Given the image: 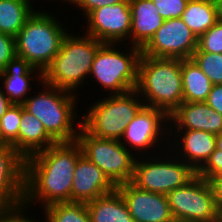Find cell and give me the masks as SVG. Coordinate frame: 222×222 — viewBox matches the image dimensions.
I'll return each instance as SVG.
<instances>
[{"label":"cell","mask_w":222,"mask_h":222,"mask_svg":"<svg viewBox=\"0 0 222 222\" xmlns=\"http://www.w3.org/2000/svg\"><path fill=\"white\" fill-rule=\"evenodd\" d=\"M145 106L136 90L95 101L81 118V126L95 137L119 140L127 125Z\"/></svg>","instance_id":"6"},{"label":"cell","mask_w":222,"mask_h":222,"mask_svg":"<svg viewBox=\"0 0 222 222\" xmlns=\"http://www.w3.org/2000/svg\"><path fill=\"white\" fill-rule=\"evenodd\" d=\"M41 86L43 91L27 97L23 103L24 109L43 123L47 133L57 143L76 141L81 127V119L77 125L74 124L78 118L75 110L78 109L75 105L78 96L71 91L51 86L44 81L41 82ZM75 126L77 127L75 128Z\"/></svg>","instance_id":"4"},{"label":"cell","mask_w":222,"mask_h":222,"mask_svg":"<svg viewBox=\"0 0 222 222\" xmlns=\"http://www.w3.org/2000/svg\"><path fill=\"white\" fill-rule=\"evenodd\" d=\"M81 155L77 141L58 142L25 159L23 205L37 202L44 208L71 202L74 170Z\"/></svg>","instance_id":"1"},{"label":"cell","mask_w":222,"mask_h":222,"mask_svg":"<svg viewBox=\"0 0 222 222\" xmlns=\"http://www.w3.org/2000/svg\"><path fill=\"white\" fill-rule=\"evenodd\" d=\"M76 141L82 155L98 166L115 186L131 182L137 157L119 140L95 137L81 126Z\"/></svg>","instance_id":"9"},{"label":"cell","mask_w":222,"mask_h":222,"mask_svg":"<svg viewBox=\"0 0 222 222\" xmlns=\"http://www.w3.org/2000/svg\"><path fill=\"white\" fill-rule=\"evenodd\" d=\"M197 175L208 181L213 177L222 176V150L215 149L206 163L197 171Z\"/></svg>","instance_id":"31"},{"label":"cell","mask_w":222,"mask_h":222,"mask_svg":"<svg viewBox=\"0 0 222 222\" xmlns=\"http://www.w3.org/2000/svg\"><path fill=\"white\" fill-rule=\"evenodd\" d=\"M67 30L52 13L35 10L15 37L16 55L44 72L60 51Z\"/></svg>","instance_id":"5"},{"label":"cell","mask_w":222,"mask_h":222,"mask_svg":"<svg viewBox=\"0 0 222 222\" xmlns=\"http://www.w3.org/2000/svg\"><path fill=\"white\" fill-rule=\"evenodd\" d=\"M216 149L222 150V133L216 135Z\"/></svg>","instance_id":"39"},{"label":"cell","mask_w":222,"mask_h":222,"mask_svg":"<svg viewBox=\"0 0 222 222\" xmlns=\"http://www.w3.org/2000/svg\"><path fill=\"white\" fill-rule=\"evenodd\" d=\"M173 138H178L172 143L170 138L166 141L174 150V155L183 160L186 164L191 165L198 171L209 159L211 153L216 149V135L202 130L175 129L169 130ZM174 135H173V134ZM180 142V143H179ZM171 144V145H170ZM174 144V146H173ZM172 146V147H171ZM174 147L177 149H174ZM179 151V153H178ZM181 156V158H180Z\"/></svg>","instance_id":"16"},{"label":"cell","mask_w":222,"mask_h":222,"mask_svg":"<svg viewBox=\"0 0 222 222\" xmlns=\"http://www.w3.org/2000/svg\"><path fill=\"white\" fill-rule=\"evenodd\" d=\"M69 4H74L75 8H80V11H83L87 15L89 12L107 5H114L121 2H129V0H66ZM83 9V10H81Z\"/></svg>","instance_id":"34"},{"label":"cell","mask_w":222,"mask_h":222,"mask_svg":"<svg viewBox=\"0 0 222 222\" xmlns=\"http://www.w3.org/2000/svg\"><path fill=\"white\" fill-rule=\"evenodd\" d=\"M183 102H206L213 83L192 59H181Z\"/></svg>","instance_id":"23"},{"label":"cell","mask_w":222,"mask_h":222,"mask_svg":"<svg viewBox=\"0 0 222 222\" xmlns=\"http://www.w3.org/2000/svg\"><path fill=\"white\" fill-rule=\"evenodd\" d=\"M215 222H222V214L219 215L218 219Z\"/></svg>","instance_id":"40"},{"label":"cell","mask_w":222,"mask_h":222,"mask_svg":"<svg viewBox=\"0 0 222 222\" xmlns=\"http://www.w3.org/2000/svg\"><path fill=\"white\" fill-rule=\"evenodd\" d=\"M206 103L222 115V84H213Z\"/></svg>","instance_id":"35"},{"label":"cell","mask_w":222,"mask_h":222,"mask_svg":"<svg viewBox=\"0 0 222 222\" xmlns=\"http://www.w3.org/2000/svg\"><path fill=\"white\" fill-rule=\"evenodd\" d=\"M135 90L145 106L170 116L183 102L181 59L141 55Z\"/></svg>","instance_id":"2"},{"label":"cell","mask_w":222,"mask_h":222,"mask_svg":"<svg viewBox=\"0 0 222 222\" xmlns=\"http://www.w3.org/2000/svg\"><path fill=\"white\" fill-rule=\"evenodd\" d=\"M83 35L68 32L64 37L60 51L43 72L45 83L78 95L77 89L85 84L96 52L103 44L92 36Z\"/></svg>","instance_id":"3"},{"label":"cell","mask_w":222,"mask_h":222,"mask_svg":"<svg viewBox=\"0 0 222 222\" xmlns=\"http://www.w3.org/2000/svg\"><path fill=\"white\" fill-rule=\"evenodd\" d=\"M181 19L198 38L219 20L213 0H188Z\"/></svg>","instance_id":"25"},{"label":"cell","mask_w":222,"mask_h":222,"mask_svg":"<svg viewBox=\"0 0 222 222\" xmlns=\"http://www.w3.org/2000/svg\"><path fill=\"white\" fill-rule=\"evenodd\" d=\"M130 53L120 51L115 43H103L91 66L89 78L95 81L111 95L132 91L137 85L138 63L141 48L130 46ZM93 76V77H92Z\"/></svg>","instance_id":"8"},{"label":"cell","mask_w":222,"mask_h":222,"mask_svg":"<svg viewBox=\"0 0 222 222\" xmlns=\"http://www.w3.org/2000/svg\"><path fill=\"white\" fill-rule=\"evenodd\" d=\"M21 104H11L0 119V144L11 145L18 152Z\"/></svg>","instance_id":"27"},{"label":"cell","mask_w":222,"mask_h":222,"mask_svg":"<svg viewBox=\"0 0 222 222\" xmlns=\"http://www.w3.org/2000/svg\"><path fill=\"white\" fill-rule=\"evenodd\" d=\"M43 209L45 222H91L84 202H58Z\"/></svg>","instance_id":"26"},{"label":"cell","mask_w":222,"mask_h":222,"mask_svg":"<svg viewBox=\"0 0 222 222\" xmlns=\"http://www.w3.org/2000/svg\"><path fill=\"white\" fill-rule=\"evenodd\" d=\"M192 59L213 84H222V53H208L197 48Z\"/></svg>","instance_id":"28"},{"label":"cell","mask_w":222,"mask_h":222,"mask_svg":"<svg viewBox=\"0 0 222 222\" xmlns=\"http://www.w3.org/2000/svg\"><path fill=\"white\" fill-rule=\"evenodd\" d=\"M31 1L0 0V33L13 37L17 36L18 32L25 25L26 20L35 11Z\"/></svg>","instance_id":"24"},{"label":"cell","mask_w":222,"mask_h":222,"mask_svg":"<svg viewBox=\"0 0 222 222\" xmlns=\"http://www.w3.org/2000/svg\"><path fill=\"white\" fill-rule=\"evenodd\" d=\"M135 222H175L167 195L137 188L131 182L116 186Z\"/></svg>","instance_id":"14"},{"label":"cell","mask_w":222,"mask_h":222,"mask_svg":"<svg viewBox=\"0 0 222 222\" xmlns=\"http://www.w3.org/2000/svg\"><path fill=\"white\" fill-rule=\"evenodd\" d=\"M85 34L103 43L125 42L130 39L131 9L129 2L107 5L89 12Z\"/></svg>","instance_id":"13"},{"label":"cell","mask_w":222,"mask_h":222,"mask_svg":"<svg viewBox=\"0 0 222 222\" xmlns=\"http://www.w3.org/2000/svg\"><path fill=\"white\" fill-rule=\"evenodd\" d=\"M26 208L28 207L22 204L14 208L0 209V222H38L39 220L30 219L26 217V214H23L25 211L29 213Z\"/></svg>","instance_id":"33"},{"label":"cell","mask_w":222,"mask_h":222,"mask_svg":"<svg viewBox=\"0 0 222 222\" xmlns=\"http://www.w3.org/2000/svg\"><path fill=\"white\" fill-rule=\"evenodd\" d=\"M11 104L12 103L9 101V98L3 93V90L0 86V119L5 114Z\"/></svg>","instance_id":"37"},{"label":"cell","mask_w":222,"mask_h":222,"mask_svg":"<svg viewBox=\"0 0 222 222\" xmlns=\"http://www.w3.org/2000/svg\"><path fill=\"white\" fill-rule=\"evenodd\" d=\"M161 151L162 157L153 154L155 158L150 155L136 158L131 183L139 189L167 195L172 190L187 185L197 176V171L183 160H178L176 155L174 157L170 149L164 150L166 153L162 149Z\"/></svg>","instance_id":"7"},{"label":"cell","mask_w":222,"mask_h":222,"mask_svg":"<svg viewBox=\"0 0 222 222\" xmlns=\"http://www.w3.org/2000/svg\"><path fill=\"white\" fill-rule=\"evenodd\" d=\"M159 15L166 19L181 18L188 0H152Z\"/></svg>","instance_id":"30"},{"label":"cell","mask_w":222,"mask_h":222,"mask_svg":"<svg viewBox=\"0 0 222 222\" xmlns=\"http://www.w3.org/2000/svg\"><path fill=\"white\" fill-rule=\"evenodd\" d=\"M198 48L203 52L222 53V21L218 20L198 38Z\"/></svg>","instance_id":"29"},{"label":"cell","mask_w":222,"mask_h":222,"mask_svg":"<svg viewBox=\"0 0 222 222\" xmlns=\"http://www.w3.org/2000/svg\"><path fill=\"white\" fill-rule=\"evenodd\" d=\"M25 159L11 146L0 144V209L23 204Z\"/></svg>","instance_id":"15"},{"label":"cell","mask_w":222,"mask_h":222,"mask_svg":"<svg viewBox=\"0 0 222 222\" xmlns=\"http://www.w3.org/2000/svg\"><path fill=\"white\" fill-rule=\"evenodd\" d=\"M167 198L175 222H215L220 215L211 184L198 175Z\"/></svg>","instance_id":"10"},{"label":"cell","mask_w":222,"mask_h":222,"mask_svg":"<svg viewBox=\"0 0 222 222\" xmlns=\"http://www.w3.org/2000/svg\"><path fill=\"white\" fill-rule=\"evenodd\" d=\"M35 75H38L37 78ZM34 78H39L38 81L42 82L43 72L33 67L25 58L17 55L0 72L1 88L12 104H23L26 101L29 96L27 94H31L29 91L33 88L30 81H33Z\"/></svg>","instance_id":"19"},{"label":"cell","mask_w":222,"mask_h":222,"mask_svg":"<svg viewBox=\"0 0 222 222\" xmlns=\"http://www.w3.org/2000/svg\"><path fill=\"white\" fill-rule=\"evenodd\" d=\"M16 55L15 37L0 33V72L6 64Z\"/></svg>","instance_id":"32"},{"label":"cell","mask_w":222,"mask_h":222,"mask_svg":"<svg viewBox=\"0 0 222 222\" xmlns=\"http://www.w3.org/2000/svg\"><path fill=\"white\" fill-rule=\"evenodd\" d=\"M168 122H169V116L164 111L158 108L144 106L138 112L135 118L132 119L131 122L127 125L123 133V136L120 139V142L132 153L134 152L135 154L136 151L135 154L136 157H138V155L141 156L142 151H143L142 155L146 153L145 156H147L148 150H150V152L154 151L153 152L154 154H156L157 152L161 153L159 152L160 148H163L165 150L169 149L168 147L167 148L165 147L169 145L167 144L162 145L165 144V142L163 143L162 140L164 141L165 139L166 141V137L170 135L168 132H166L169 131L168 128H170ZM158 146L159 148L157 151L155 147Z\"/></svg>","instance_id":"11"},{"label":"cell","mask_w":222,"mask_h":222,"mask_svg":"<svg viewBox=\"0 0 222 222\" xmlns=\"http://www.w3.org/2000/svg\"><path fill=\"white\" fill-rule=\"evenodd\" d=\"M213 189L215 204L218 213L222 214V176L213 177L209 180Z\"/></svg>","instance_id":"36"},{"label":"cell","mask_w":222,"mask_h":222,"mask_svg":"<svg viewBox=\"0 0 222 222\" xmlns=\"http://www.w3.org/2000/svg\"><path fill=\"white\" fill-rule=\"evenodd\" d=\"M131 9L130 44L143 48L164 23L152 0H129Z\"/></svg>","instance_id":"20"},{"label":"cell","mask_w":222,"mask_h":222,"mask_svg":"<svg viewBox=\"0 0 222 222\" xmlns=\"http://www.w3.org/2000/svg\"><path fill=\"white\" fill-rule=\"evenodd\" d=\"M218 15V19L222 21V0H213Z\"/></svg>","instance_id":"38"},{"label":"cell","mask_w":222,"mask_h":222,"mask_svg":"<svg viewBox=\"0 0 222 222\" xmlns=\"http://www.w3.org/2000/svg\"><path fill=\"white\" fill-rule=\"evenodd\" d=\"M198 48V37L181 18L166 19L155 35L141 49L156 58L190 59Z\"/></svg>","instance_id":"12"},{"label":"cell","mask_w":222,"mask_h":222,"mask_svg":"<svg viewBox=\"0 0 222 222\" xmlns=\"http://www.w3.org/2000/svg\"><path fill=\"white\" fill-rule=\"evenodd\" d=\"M85 204L91 222H135L117 189Z\"/></svg>","instance_id":"22"},{"label":"cell","mask_w":222,"mask_h":222,"mask_svg":"<svg viewBox=\"0 0 222 222\" xmlns=\"http://www.w3.org/2000/svg\"><path fill=\"white\" fill-rule=\"evenodd\" d=\"M169 127V130H202L217 135L222 133V115L206 102H182L169 116Z\"/></svg>","instance_id":"18"},{"label":"cell","mask_w":222,"mask_h":222,"mask_svg":"<svg viewBox=\"0 0 222 222\" xmlns=\"http://www.w3.org/2000/svg\"><path fill=\"white\" fill-rule=\"evenodd\" d=\"M57 142L47 133L43 123L21 104V121L18 130V153L24 158L46 150Z\"/></svg>","instance_id":"21"},{"label":"cell","mask_w":222,"mask_h":222,"mask_svg":"<svg viewBox=\"0 0 222 222\" xmlns=\"http://www.w3.org/2000/svg\"><path fill=\"white\" fill-rule=\"evenodd\" d=\"M116 186L108 179L103 171L81 155L74 170L71 190V202H84L95 200L105 194L111 193Z\"/></svg>","instance_id":"17"}]
</instances>
